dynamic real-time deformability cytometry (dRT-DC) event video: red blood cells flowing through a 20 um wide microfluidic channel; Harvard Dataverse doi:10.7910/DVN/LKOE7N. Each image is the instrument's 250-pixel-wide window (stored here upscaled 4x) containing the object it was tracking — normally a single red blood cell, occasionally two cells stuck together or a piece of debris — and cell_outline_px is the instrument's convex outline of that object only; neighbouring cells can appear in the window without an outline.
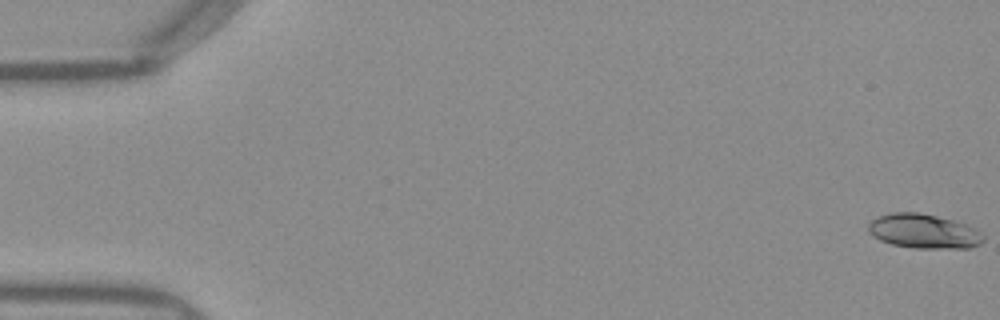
{"species": "Egyptian fruit bat (a non-hibernating species)", "species_latin": "Rousettus aegyptiacus", "temperature_condition": "warm", "stored_images_in_passage": 51, "camera_frame_rate_fps": 3000, "um_per_image_px": 0.085, "frame": {"image": 1, "passage_image": 1, "time_ms": 0.0, "image_size_px": [1000, 320], "cell_outline_px": [[984, 240], [980, 244], [968, 248], [916, 248], [892, 244], [880, 240], [872, 236], [868, 232], [868, 220], [892, 212], [916, 212], [936, 216], [952, 220], [976, 228], [984, 236]], "centroid_in_image_um": [78.49, 19.65], "position_along_channel_um": 6.5, "area_um2": 23.06}}
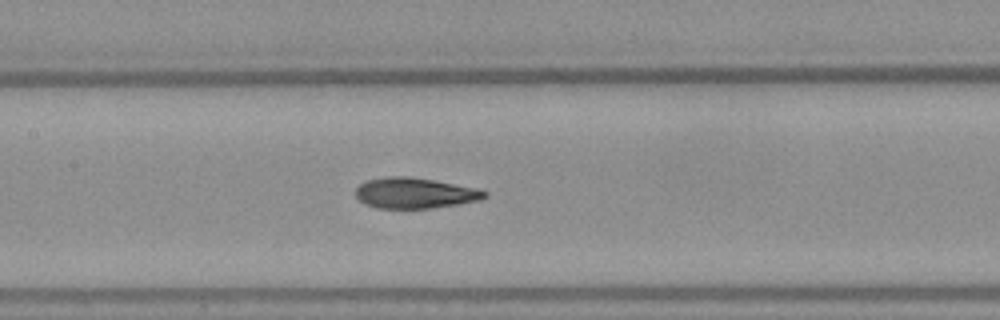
{"frame": {"image": 2, "passage_image": 25, "time_ms": 8.0, "image_size_px": [1000, 320], "cell_outline_px": [[488, 196], [480, 200], [460, 204], [428, 208], [376, 208], [364, 204], [356, 196], [356, 188], [360, 184], [368, 180], [388, 176], [408, 176], [432, 180], [476, 188], [488, 192]], "centroid_in_image_um": [35.26, 16.41], "position_along_channel_um": 172.1, "area_um2": 22.95}}
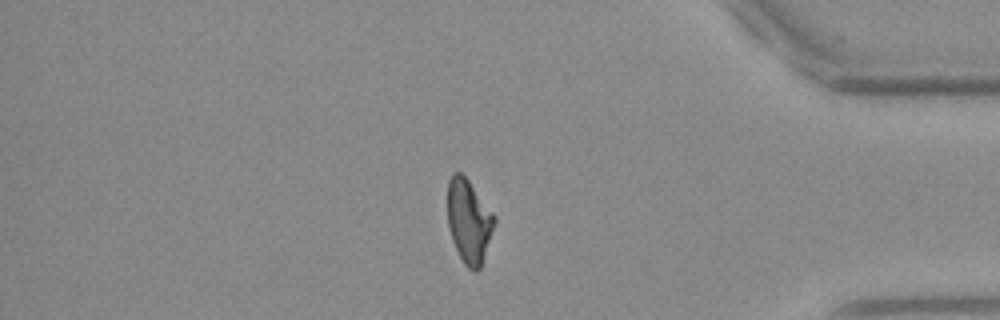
{"frame": {"image": 3, "passage_image": 44, "time_ms": 14.333, "image_size_px": [1000, 320], "cell_outline_px": [[496, 224], [480, 268], [476, 272], [472, 272], [464, 264], [452, 240], [448, 228], [448, 180], [452, 172], [460, 172], [468, 180], [496, 216]], "centroid_in_image_um": [39.87, 18.81], "position_along_channel_um": 395.3, "area_um2": 22.95}}